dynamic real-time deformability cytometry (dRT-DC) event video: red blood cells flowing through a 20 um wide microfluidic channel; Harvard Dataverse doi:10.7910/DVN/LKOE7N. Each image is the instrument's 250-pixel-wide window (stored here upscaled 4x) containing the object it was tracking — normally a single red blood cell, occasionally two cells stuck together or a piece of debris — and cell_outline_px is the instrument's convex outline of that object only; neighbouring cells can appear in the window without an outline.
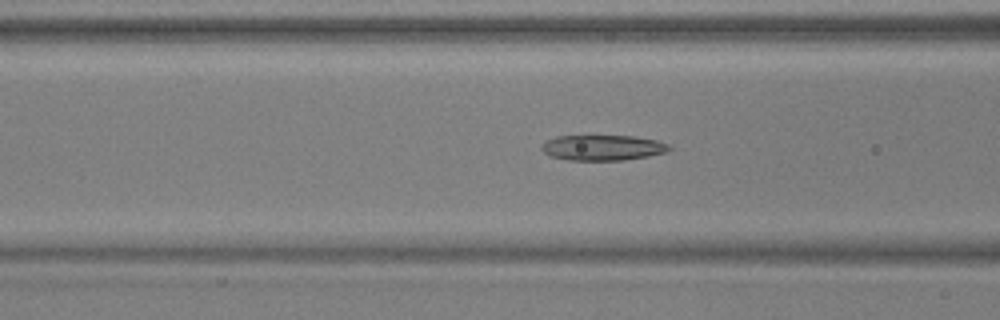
{"species": "common noctule bat (a hibernating species)", "species_latin": "Nyctalus noctula", "temperature_condition": "warm", "stored_images_in_passage": 51, "camera_frame_rate_fps": 3000, "um_per_image_px": 0.085, "animal": {"sex": "male", "body_mass_g": 17.9, "forearm_length_mm": 54.2}, "frame": {"image": 1, "passage_image": 20, "time_ms": 6.333, "image_size_px": [1000, 320], "cell_outline_px": [[672, 148], [668, 152], [648, 156], [624, 160], [568, 160], [548, 156], [540, 148], [540, 144], [544, 140], [556, 136], [636, 136], [656, 140], [668, 144]], "centroid_in_image_um": [51.19, 12.55], "position_along_channel_um": 115.4, "area_um2": 19.19}}
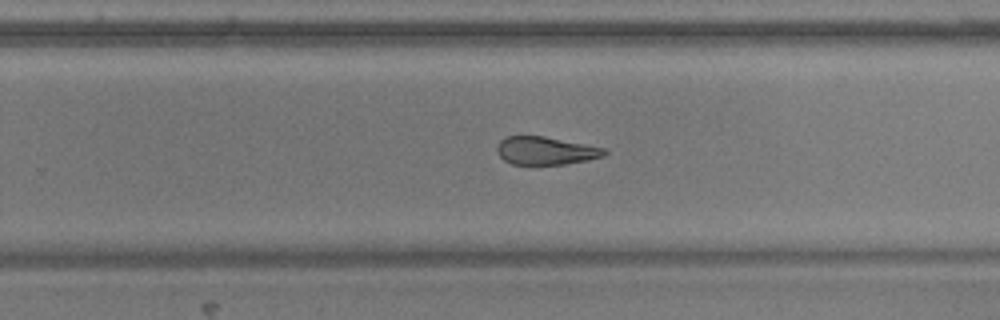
{"frame": {"image": 2, "passage_image": 33, "time_ms": 10.667, "image_size_px": [1000, 320], "cell_outline_px": [[608, 152], [604, 156], [588, 160], [564, 164], [532, 168], [512, 164], [504, 160], [500, 156], [496, 148], [496, 144], [504, 136], [544, 136], [604, 148]], "centroid_in_image_um": [46.32, 12.85], "position_along_channel_um": 283.5, "area_um2": 18.21}}
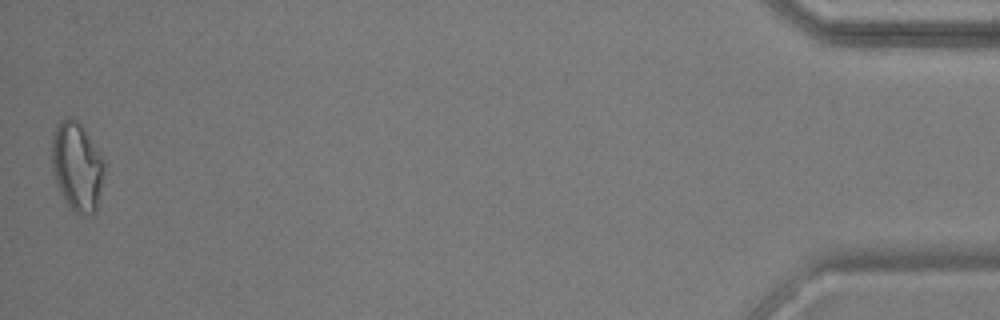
{"frame": {"image": 3, "passage_image": 51, "time_ms": 16.667, "image_size_px": [1000, 320], "cell_outline_px": [[104, 168], [96, 212], [92, 216], [80, 216], [68, 204], [56, 180], [52, 164], [52, 136], [60, 120], [68, 116], [76, 120], [84, 128], [104, 160]], "centroid_in_image_um": [6.56, 14.15], "position_along_channel_um": 428.6, "area_um2": 26.7}, "authors_computed_cell_mechanics": {"area_um2": 20.6924, "velocity_mm_per_s": 3.8831, "shape_relaxation_time_tau1_ms": null, "shape_relaxation_time_tau2_ms": 3.8137, "deformation_change_tau1": null, "deformation_change_tau2": 0.1325}}